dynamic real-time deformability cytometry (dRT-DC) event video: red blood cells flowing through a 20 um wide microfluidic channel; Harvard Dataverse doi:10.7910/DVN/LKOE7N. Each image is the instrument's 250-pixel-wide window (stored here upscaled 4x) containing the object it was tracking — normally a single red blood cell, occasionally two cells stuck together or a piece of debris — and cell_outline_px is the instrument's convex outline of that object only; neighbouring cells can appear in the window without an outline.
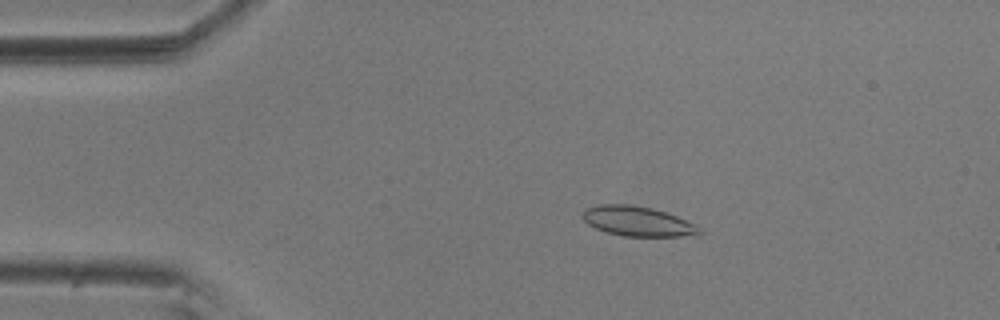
{"species": "common noctule bat (a hibernating species)", "species_latin": "Nyctalus noctula", "temperature_condition": "room temperature", "stored_images_in_passage": 55, "camera_frame_rate_fps": 3000, "um_per_image_px": 0.085, "animal": {"sex": "male", "body_mass_g": 20.5, "forearm_length_mm": 52.5}, "frame": {"image": 1, "passage_image": 10, "time_ms": 3.0, "image_size_px": [1000, 320], "cell_outline_px": [[704, 232], [680, 236], [624, 236], [608, 232], [596, 228], [588, 224], [580, 216], [584, 208], [600, 204], [628, 204], [652, 208], [676, 216], [696, 224]], "centroid_in_image_um": [54.15, 18.79], "position_along_channel_um": 30.9, "area_um2": 20.17}}
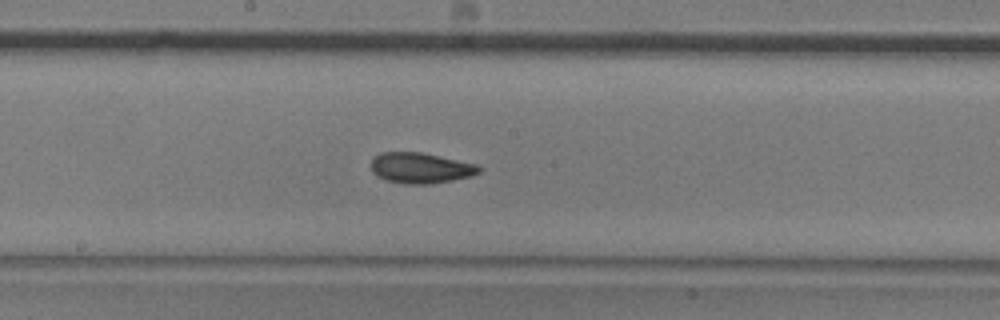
{"frame": {"image": 2, "passage_image": 29, "time_ms": 9.333, "image_size_px": [1000, 320], "cell_outline_px": [[484, 168], [480, 172], [472, 176], [452, 180], [428, 184], [404, 184], [388, 180], [376, 176], [372, 172], [372, 160], [380, 152], [420, 152], [476, 164]], "centroid_in_image_um": [35.76, 14.28], "position_along_channel_um": 212.4, "area_um2": 19.19}}
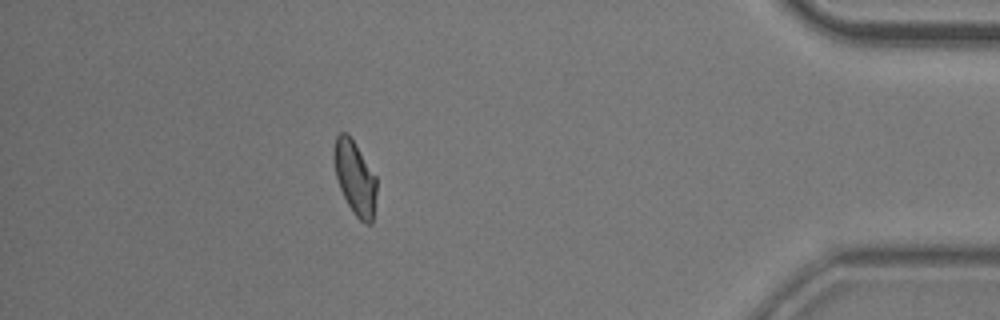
{"frame": {"image": 3, "passage_image": 49, "time_ms": 16.0, "image_size_px": [1000, 320], "cell_outline_px": [[376, 192], [372, 224], [364, 224], [356, 216], [348, 204], [340, 188], [336, 176], [332, 156], [332, 148], [336, 136], [340, 132], [348, 132], [376, 176]], "centroid_in_image_um": [30.15, 15.07], "position_along_channel_um": 405.1, "area_um2": 18.44}, "authors_computed_cell_mechanics": {"area_um2": 19.1896, "velocity_mm_per_s": 3.6053, "shape_relaxation_time_tau1_ms": 10.3868, "shape_relaxation_time_tau2_ms": 3.3065, "deformation_change_tau1": 0.1752, "deformation_change_tau2": 0.0573}}